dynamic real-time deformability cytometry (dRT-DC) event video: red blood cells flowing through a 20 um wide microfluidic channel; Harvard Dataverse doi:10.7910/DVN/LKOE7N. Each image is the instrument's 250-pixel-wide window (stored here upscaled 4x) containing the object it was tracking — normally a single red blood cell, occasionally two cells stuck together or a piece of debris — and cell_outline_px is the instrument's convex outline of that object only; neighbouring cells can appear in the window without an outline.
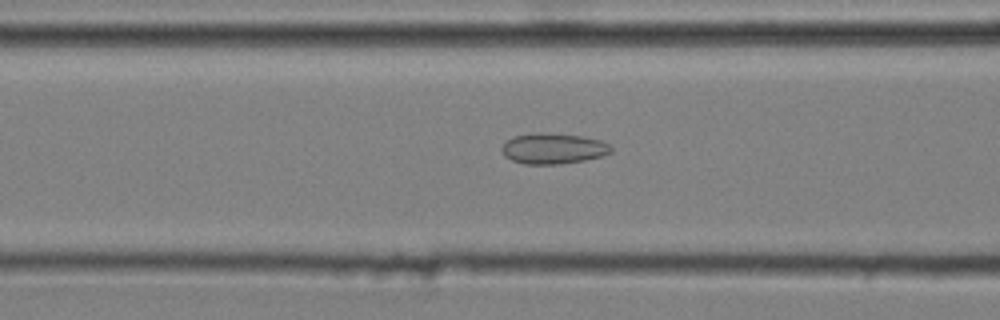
{"species": "common noctule bat (a hibernating species)", "species_latin": "Nyctalus noctula", "temperature_condition": "cold", "stored_images_in_passage": 8, "camera_frame_rate_fps": 3000, "um_per_image_px": 0.085, "animal": {"sex": "male", "body_mass_g": 20.4}, "frame": {"image": 1, "passage_image": 6, "time_ms": 1.667, "image_size_px": [1000, 320], "cell_outline_px": [[612, 152], [600, 156], [584, 160], [560, 164], [524, 164], [512, 160], [504, 156], [500, 148], [504, 140], [512, 136], [532, 132], [540, 132], [580, 136], [600, 140], [608, 144], [612, 148]], "centroid_in_image_um": [46.94, 12.61], "position_along_channel_um": 119.7, "area_um2": 19.71}}